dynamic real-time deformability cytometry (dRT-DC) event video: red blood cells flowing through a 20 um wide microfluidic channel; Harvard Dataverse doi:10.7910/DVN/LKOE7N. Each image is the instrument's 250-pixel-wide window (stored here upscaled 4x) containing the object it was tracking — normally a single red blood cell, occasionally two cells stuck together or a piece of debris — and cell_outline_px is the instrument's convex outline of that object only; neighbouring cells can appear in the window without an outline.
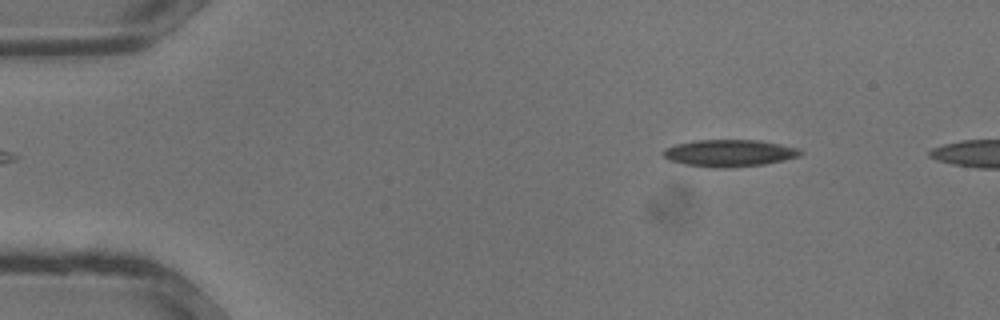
{"species": "common noctule bat (a hibernating species)", "species_latin": "Nyctalus noctula", "temperature_condition": "warm", "stored_images_in_passage": 7, "camera_frame_rate_fps": 3000, "um_per_image_px": 0.085, "animal": {"sex": "male", "body_mass_g": 13.3}, "frame": {"image": 1, "passage_image": 4, "time_ms": 1.0, "image_size_px": [1000, 320], "cell_outline_px": [[804, 152], [800, 156], [784, 160], [764, 164], [720, 168], [712, 168], [684, 164], [668, 160], [660, 152], [664, 148], [676, 144], [696, 140], [756, 140], [796, 148]], "centroid_in_image_um": [61.92, 13.02], "position_along_channel_um": 23.1, "area_um2": 21.44}}